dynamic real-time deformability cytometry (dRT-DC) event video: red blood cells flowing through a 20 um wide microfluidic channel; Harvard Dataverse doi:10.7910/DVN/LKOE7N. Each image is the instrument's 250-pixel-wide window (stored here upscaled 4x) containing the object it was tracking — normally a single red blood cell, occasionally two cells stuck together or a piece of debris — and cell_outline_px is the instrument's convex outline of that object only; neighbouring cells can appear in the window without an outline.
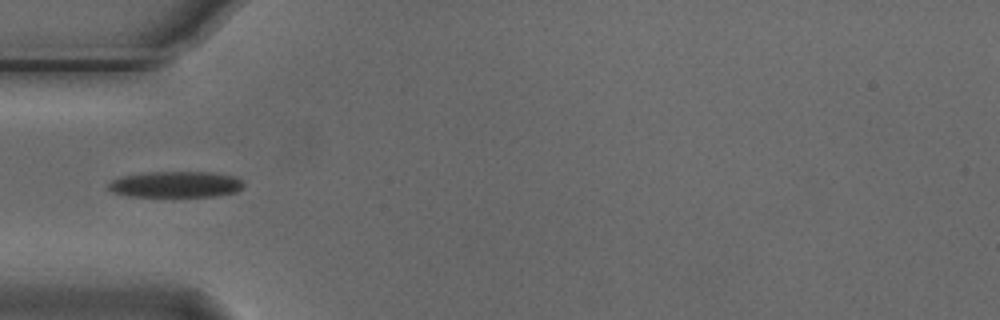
{"species": "Egyptian fruit bat (a non-hibernating species)", "species_latin": "Rousettus aegyptiacus", "temperature_condition": "cold", "stored_images_in_passage": 4, "camera_frame_rate_fps": 3000, "um_per_image_px": 0.085, "animal": {"sex": "male"}, "frame": {"image": 1, "passage_image": 2, "time_ms": 0.333, "image_size_px": [1000, 320], "cell_outline_px": [[244, 188], [236, 192], [216, 196], [128, 196], [112, 192], [108, 188], [108, 184], [112, 180], [120, 176], [144, 172], [212, 172], [236, 176], [244, 184]], "centroid_in_image_um": [14.94, 15.66], "position_along_channel_um": 70.1, "area_um2": 20.75}}
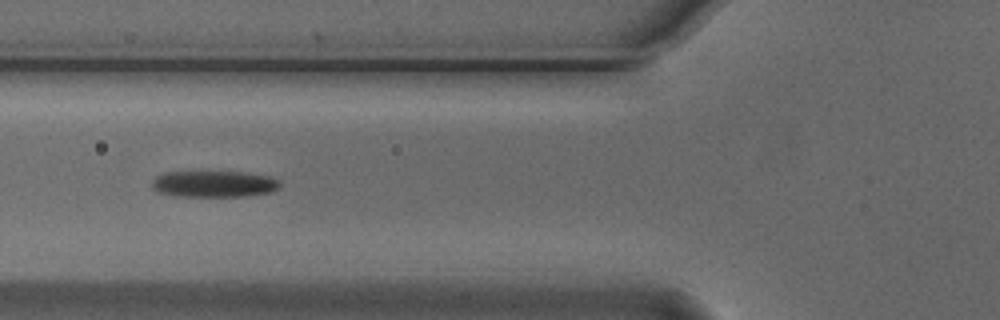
{"frame": {"image": 2, "passage_image": 3, "time_ms": 0.667, "image_size_px": [1000, 320], "cell_outline_px": [[280, 184], [272, 192], [244, 196], [176, 196], [160, 192], [152, 188], [152, 180], [156, 176], [164, 172], [200, 168], [248, 172], [272, 176]], "centroid_in_image_um": [18.13, 15.56], "position_along_channel_um": 107.7, "area_um2": 20.87}}
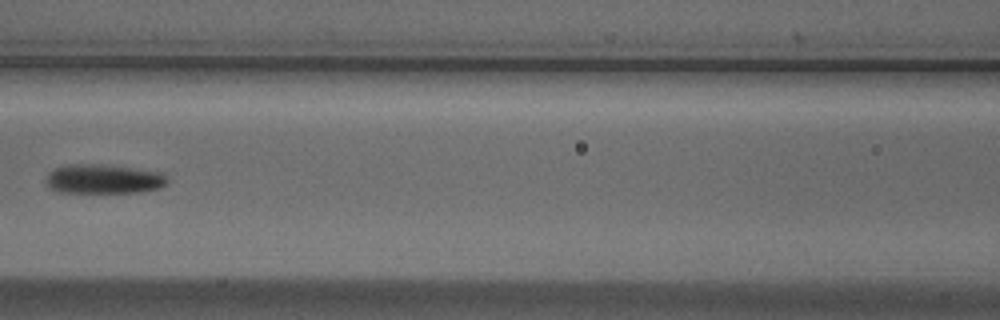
{"frame": {"image": 3, "passage_image": 4, "time_ms": 1.0, "image_size_px": [1000, 320], "cell_outline_px": [[168, 184], [160, 188], [140, 192], [56, 192], [48, 188], [44, 180], [48, 172], [56, 168], [68, 164], [100, 164], [164, 172], [168, 176]], "centroid_in_image_um": [8.8, 15.21], "position_along_channel_um": 157.8, "area_um2": 21.1}}